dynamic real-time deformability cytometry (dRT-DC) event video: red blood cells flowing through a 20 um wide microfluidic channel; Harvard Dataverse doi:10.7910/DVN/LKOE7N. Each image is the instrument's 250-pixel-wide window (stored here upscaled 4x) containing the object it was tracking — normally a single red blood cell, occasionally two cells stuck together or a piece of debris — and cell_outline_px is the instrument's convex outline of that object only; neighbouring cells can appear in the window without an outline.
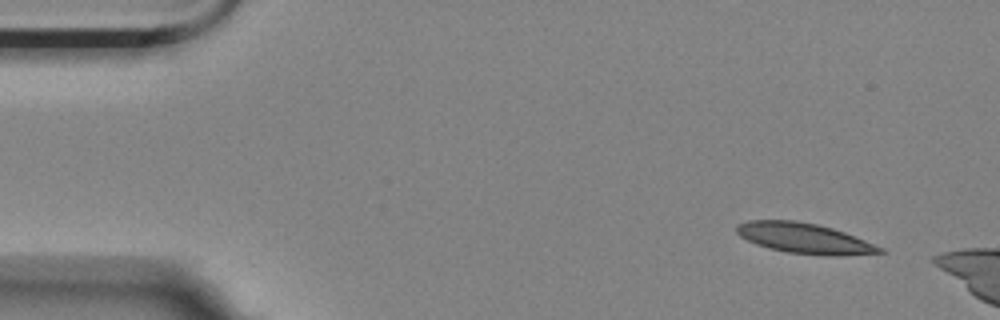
{"species": "Egyptian fruit bat (a non-hibernating species)", "species_latin": "Rousettus aegyptiacus", "temperature_condition": "room temperature", "stored_images_in_passage": 3, "camera_frame_rate_fps": 3000, "um_per_image_px": 0.085, "animal": {"sex": "female"}, "frame": {"image": 1, "passage_image": 1, "time_ms": 0.0, "image_size_px": [1000, 320], "cell_outline_px": [[884, 252], [788, 252], [768, 248], [756, 244], [740, 236], [736, 232], [736, 224], [748, 220], [792, 220], [816, 224], [832, 228], [844, 232], [884, 248]], "centroid_in_image_um": [68.17, 20.17], "position_along_channel_um": 16.8, "area_um2": 23.64}}